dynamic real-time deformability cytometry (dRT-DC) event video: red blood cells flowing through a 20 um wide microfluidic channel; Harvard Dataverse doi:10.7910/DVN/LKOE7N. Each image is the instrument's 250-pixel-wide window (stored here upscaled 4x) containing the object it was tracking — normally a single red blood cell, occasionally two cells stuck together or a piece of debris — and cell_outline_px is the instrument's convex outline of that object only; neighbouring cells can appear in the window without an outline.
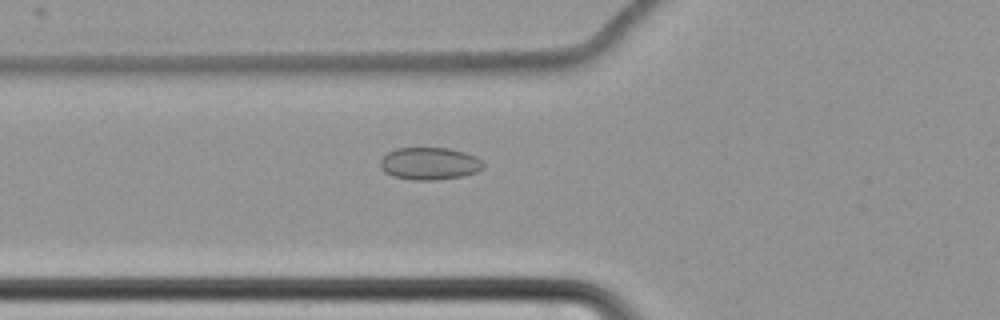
{"species": "common noctule bat (a hibernating species)", "species_latin": "Nyctalus noctula", "temperature_condition": "cold", "stored_images_in_passage": 62, "camera_frame_rate_fps": 3000, "um_per_image_px": 0.085, "animal": {"sex": "female", "body_mass_g": 22.7, "forearm_length_mm": 54.2}, "frame": {"image": 1, "passage_image": 25, "time_ms": 8.0, "image_size_px": [1000, 320], "cell_outline_px": [[484, 168], [476, 172], [464, 176], [436, 180], [412, 180], [392, 176], [384, 172], [380, 168], [380, 160], [388, 152], [396, 148], [448, 148], [464, 152], [476, 156], [484, 164]], "centroid_in_image_um": [36.5, 13.91], "position_along_channel_um": 89.3, "area_um2": 19.59}}
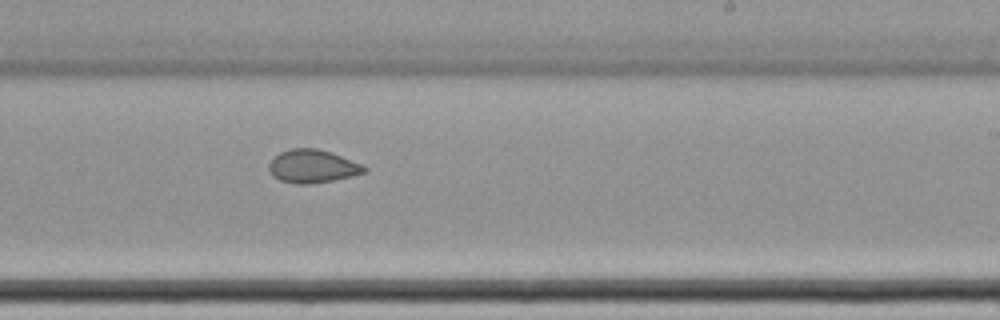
{"frame": {"image": 2, "passage_image": 40, "time_ms": 13.0, "image_size_px": [1000, 320], "cell_outline_px": [[368, 172], [352, 176], [332, 180], [308, 184], [296, 184], [280, 180], [272, 176], [268, 168], [268, 164], [280, 152], [292, 148], [316, 148], [332, 152], [360, 164], [368, 168]], "centroid_in_image_um": [26.56, 14.13], "position_along_channel_um": 262.4, "area_um2": 18.38}}
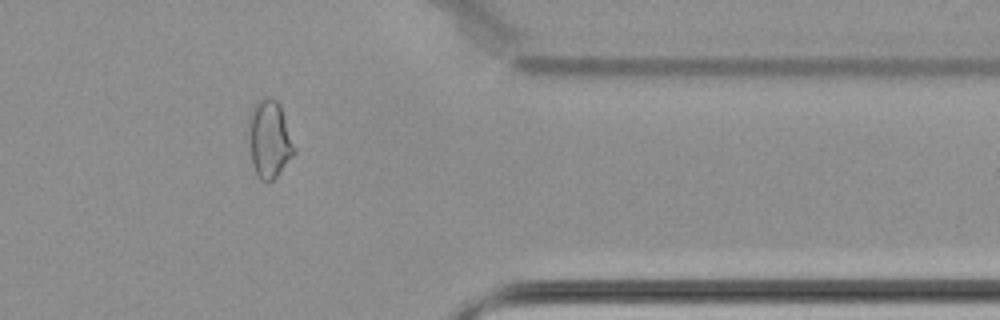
{"frame": {"image": 3, "passage_image": 52, "time_ms": 17.0, "image_size_px": [1000, 320], "cell_outline_px": [[296, 152], [276, 176], [268, 184], [260, 180], [256, 176], [252, 164], [248, 116], [252, 108], [264, 96], [268, 96], [276, 100], [280, 104], [296, 148]], "centroid_in_image_um": [22.91, 11.84], "position_along_channel_um": 388.5, "area_um2": 20.69}, "authors_computed_cell_mechanics": {"area_um2": 21.2126, "velocity_mm_per_s": 3.4681, "shape_relaxation_time_tau1_ms": null, "shape_relaxation_time_tau2_ms": 5.4506, "deformation_change_tau1": null, "deformation_change_tau2": 0.0861}}